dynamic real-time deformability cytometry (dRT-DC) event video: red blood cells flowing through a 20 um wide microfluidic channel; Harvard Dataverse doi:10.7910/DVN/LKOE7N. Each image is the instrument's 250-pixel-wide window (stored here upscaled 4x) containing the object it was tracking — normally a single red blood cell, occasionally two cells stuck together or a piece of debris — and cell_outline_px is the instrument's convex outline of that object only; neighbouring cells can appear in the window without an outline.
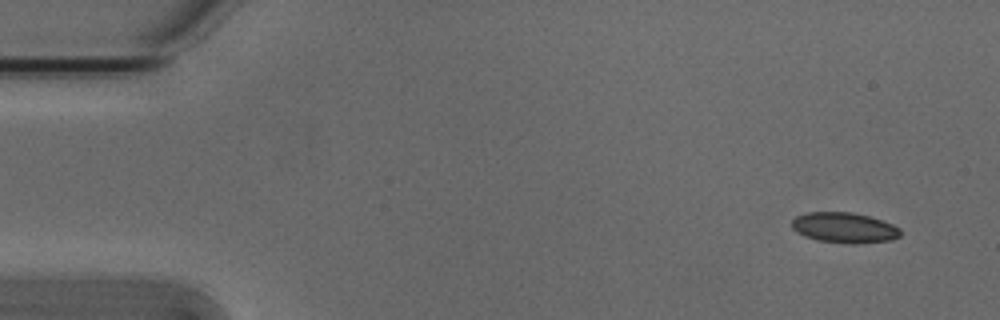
{"species": "Egyptian fruit bat (a non-hibernating species)", "species_latin": "Rousettus aegyptiacus", "temperature_condition": "cold", "stored_images_in_passage": 5, "camera_frame_rate_fps": 3000, "um_per_image_px": 0.085, "animal": {"sex": "male"}, "frame": {"image": 1, "passage_image": 1, "time_ms": 0.0, "image_size_px": [1000, 320], "cell_outline_px": [[900, 236], [892, 240], [856, 244], [852, 244], [820, 240], [804, 236], [796, 232], [792, 228], [792, 220], [796, 216], [808, 212], [852, 212], [868, 216], [892, 224], [900, 228]], "centroid_in_image_um": [71.76, 19.35], "position_along_channel_um": 13.2, "area_um2": 19.19}}
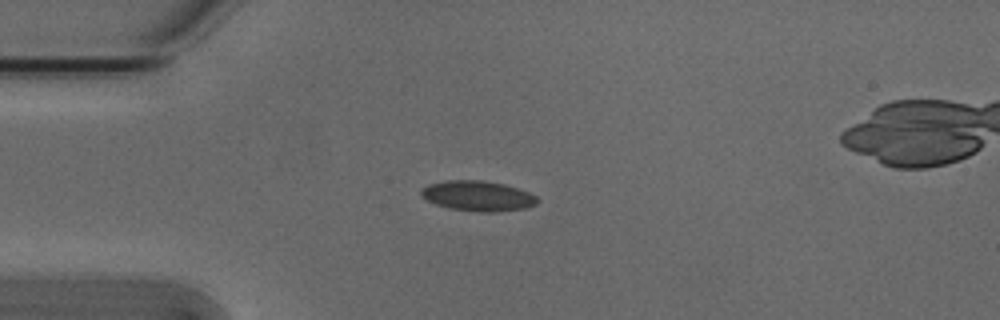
{"frame": {"image": 2, "passage_image": 4, "time_ms": 1.0, "image_size_px": [1000, 320], "cell_outline_px": [[540, 200], [536, 204], [524, 208], [496, 212], [480, 212], [448, 208], [436, 204], [420, 196], [420, 188], [428, 184], [444, 180], [480, 180], [504, 184], [528, 192], [536, 196]], "centroid_in_image_um": [40.58, 16.65], "position_along_channel_um": 44.4, "area_um2": 20.52}}
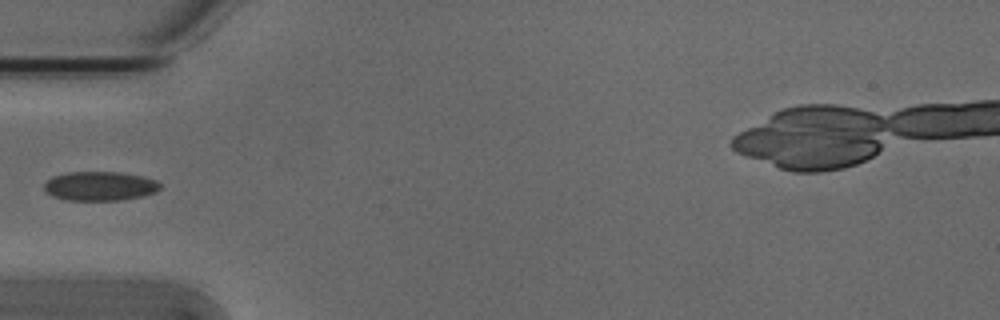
{"frame": {"image": 3, "passage_image": 5, "time_ms": 1.333, "image_size_px": [1000, 320], "cell_outline_px": [[160, 188], [156, 192], [140, 196], [120, 200], [64, 200], [52, 196], [44, 188], [44, 184], [52, 176], [68, 172], [120, 172], [140, 176], [156, 180], [160, 184]], "centroid_in_image_um": [8.47, 15.81], "position_along_channel_um": 76.5, "area_um2": 19.59}}